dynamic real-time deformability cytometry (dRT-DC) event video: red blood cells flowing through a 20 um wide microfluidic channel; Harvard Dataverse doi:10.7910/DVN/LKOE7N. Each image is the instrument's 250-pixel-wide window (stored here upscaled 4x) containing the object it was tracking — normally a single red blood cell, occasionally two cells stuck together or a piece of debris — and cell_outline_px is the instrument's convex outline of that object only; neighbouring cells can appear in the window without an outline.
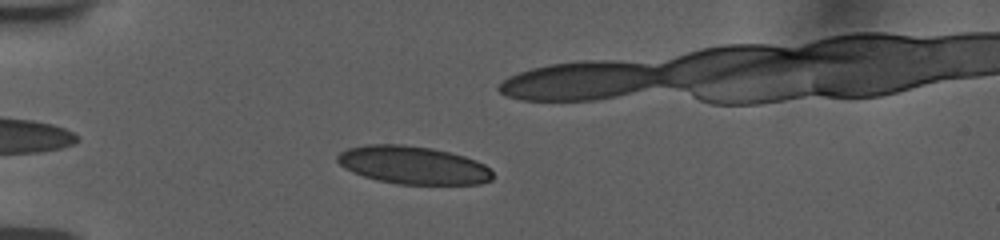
{"species": "human", "species_latin": "Homo sapiens", "temperature_condition": "room temperature", "stored_images_in_passage": 47, "camera_frame_rate_fps": 3000, "um_per_image_px": 0.085, "donor": {"sex": "female"}, "frame": {"image": 1, "passage_image": 7, "time_ms": 2.0, "image_size_px": [1000, 240], "cell_outline_px": [[492, 180], [480, 184], [396, 184], [376, 180], [352, 172], [344, 168], [336, 160], [336, 156], [340, 152], [348, 148], [364, 144], [404, 144], [432, 148], [464, 156], [476, 160], [484, 164], [492, 172]], "centroid_in_image_um": [35.08, 14.03], "position_along_channel_um": 49.9, "area_um2": 34.51}}
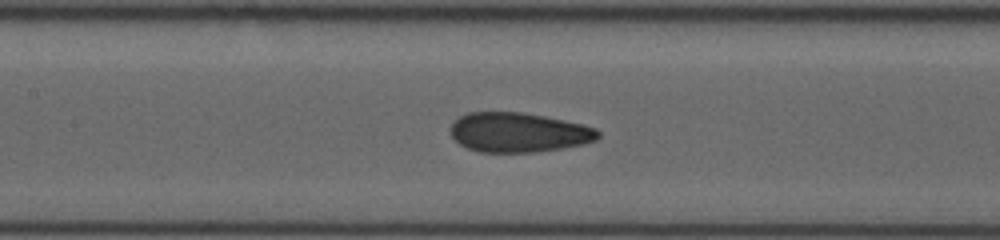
{"frame": {"image": 2, "passage_image": 18, "time_ms": 5.667, "image_size_px": [1000, 240], "cell_outline_px": [[600, 136], [596, 140], [584, 144], [536, 152], [480, 152], [468, 148], [460, 144], [452, 136], [452, 124], [460, 116], [468, 112], [520, 112], [544, 116], [584, 124], [596, 128], [600, 132]], "centroid_in_image_um": [44.11, 11.25], "position_along_channel_um": 163.3, "area_um2": 33.93}}
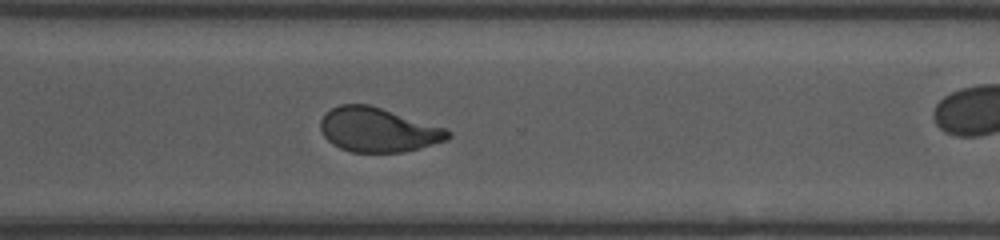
{"frame": {"image": 3, "passage_image": 32, "time_ms": 10.333, "image_size_px": [1000, 240], "cell_outline_px": [[452, 136], [448, 140], [404, 152], [352, 152], [340, 148], [332, 144], [324, 136], [320, 128], [320, 120], [324, 112], [340, 104], [368, 104], [444, 128], [452, 132]], "centroid_in_image_um": [32.1, 11.04], "position_along_channel_um": 338.5, "area_um2": 32.77}, "authors_computed_cell_mechanics": {"area_um2": 33.6396, "velocity_mm_per_s": 3.7689, "shape_relaxation_time_tau1_ms": 6.4675, "shape_relaxation_time_tau2_ms": 0.8841, "deformation_change_tau1": 0.1707, "deformation_change_tau2": 0.0646}}